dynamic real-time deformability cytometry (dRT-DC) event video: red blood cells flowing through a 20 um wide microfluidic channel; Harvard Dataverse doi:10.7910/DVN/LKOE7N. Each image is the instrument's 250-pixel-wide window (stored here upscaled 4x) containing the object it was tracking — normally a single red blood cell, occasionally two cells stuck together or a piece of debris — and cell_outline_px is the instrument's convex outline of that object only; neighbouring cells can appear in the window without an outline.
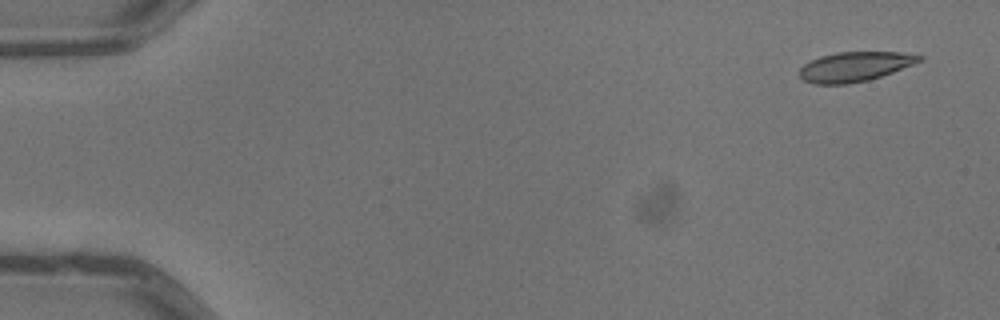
{"species": "common noctule bat (a hibernating species)", "species_latin": "Nyctalus noctula", "temperature_condition": "warm", "stored_images_in_passage": 4, "camera_frame_rate_fps": 3000, "um_per_image_px": 0.085, "animal": {"sex": "male", "body_mass_g": 13.3}, "frame": {"image": 1, "passage_image": 1, "time_ms": 0.0, "image_size_px": [1000, 320], "cell_outline_px": [[924, 60], [892, 72], [868, 80], [848, 84], [812, 84], [804, 80], [800, 76], [800, 68], [804, 64], [820, 56], [836, 52], [900, 52], [924, 56]], "centroid_in_image_um": [72.66, 5.66], "position_along_channel_um": 12.3, "area_um2": 20.63}}
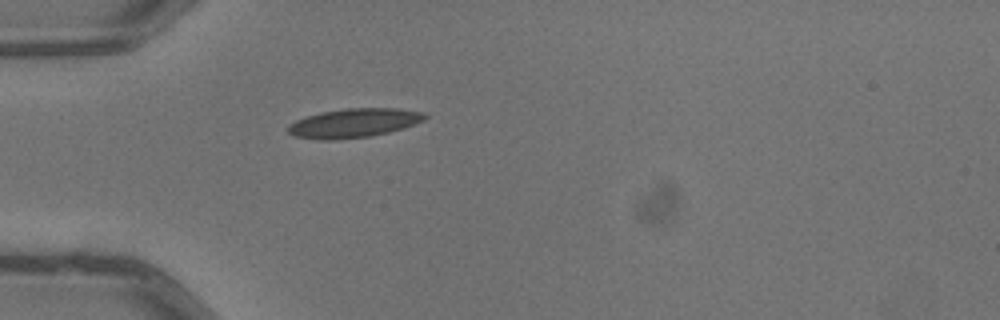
{"frame": {"image": 2, "passage_image": 4, "time_ms": 1.0, "image_size_px": [1000, 320], "cell_outline_px": [[428, 116], [424, 120], [404, 128], [388, 132], [368, 136], [332, 140], [316, 140], [296, 136], [288, 132], [288, 124], [296, 120], [308, 116], [324, 112], [344, 108], [396, 108], [424, 112]], "centroid_in_image_um": [30.09, 10.45], "position_along_channel_um": 54.9, "area_um2": 23.0}}